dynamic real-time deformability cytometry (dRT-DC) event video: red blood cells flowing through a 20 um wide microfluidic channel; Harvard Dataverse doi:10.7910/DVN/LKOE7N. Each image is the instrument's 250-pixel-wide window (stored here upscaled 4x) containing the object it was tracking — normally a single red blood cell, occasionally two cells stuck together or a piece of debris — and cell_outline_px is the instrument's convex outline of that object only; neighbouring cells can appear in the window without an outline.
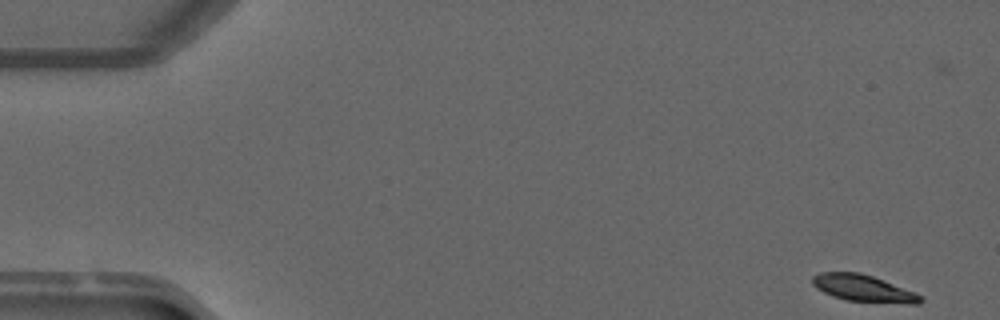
{"species": "common noctule bat (a hibernating species)", "species_latin": "Nyctalus noctula", "temperature_condition": "warm", "stored_images_in_passage": 10, "camera_frame_rate_fps": 3000, "um_per_image_px": 0.085, "animal": {"sex": "male", "forearm_length_mm": 52.5}, "frame": {"image": 1, "passage_image": 1, "time_ms": 0.0, "image_size_px": [1000, 320], "cell_outline_px": [[924, 300], [920, 304], [908, 304], [848, 300], [832, 296], [816, 288], [812, 284], [812, 276], [820, 272], [860, 272], [872, 276], [916, 292]], "centroid_in_image_um": [73.39, 24.5], "position_along_channel_um": 11.6, "area_um2": 16.88}}